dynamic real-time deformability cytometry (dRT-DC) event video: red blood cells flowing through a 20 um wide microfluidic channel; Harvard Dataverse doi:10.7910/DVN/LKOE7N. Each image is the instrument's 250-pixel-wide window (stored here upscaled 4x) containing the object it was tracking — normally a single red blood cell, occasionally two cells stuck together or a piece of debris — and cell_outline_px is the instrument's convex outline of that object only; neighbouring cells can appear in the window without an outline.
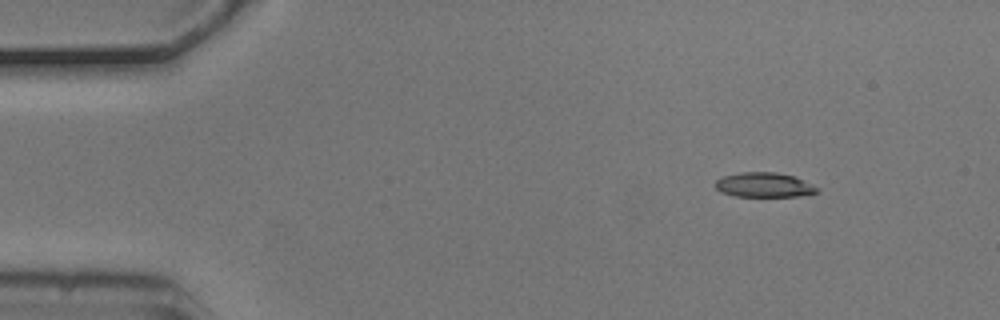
{"species": "common noctule bat (a hibernating species)", "species_latin": "Nyctalus noctula", "temperature_condition": "cold", "stored_images_in_passage": 9, "camera_frame_rate_fps": 3000, "um_per_image_px": 0.085, "animal": {"sex": "male", "body_mass_g": 20.5, "forearm_length_mm": 52.5}, "frame": {"image": 1, "passage_image": 1, "time_ms": 0.0, "image_size_px": [1000, 320], "cell_outline_px": [[820, 192], [800, 196], [736, 196], [720, 192], [716, 188], [716, 180], [724, 176], [744, 172], [776, 172], [792, 176], [816, 188]], "centroid_in_image_um": [64.9, 15.72], "position_along_channel_um": 20.1, "area_um2": 14.22}}
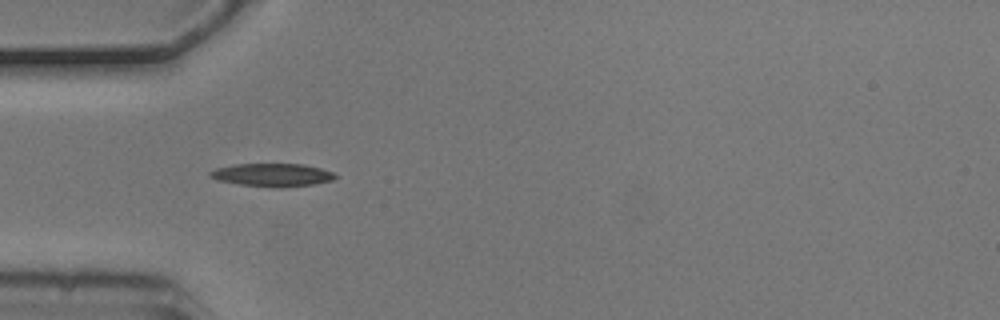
{"frame": {"image": 2, "passage_image": 4, "time_ms": 1.0, "image_size_px": [1000, 320], "cell_outline_px": [[336, 180], [312, 184], [280, 188], [240, 184], [216, 180], [208, 176], [208, 172], [216, 168], [236, 164], [304, 164], [320, 168], [332, 172], [336, 176]], "centroid_in_image_um": [23.13, 14.87], "position_along_channel_um": 61.9, "area_um2": 16.82}}
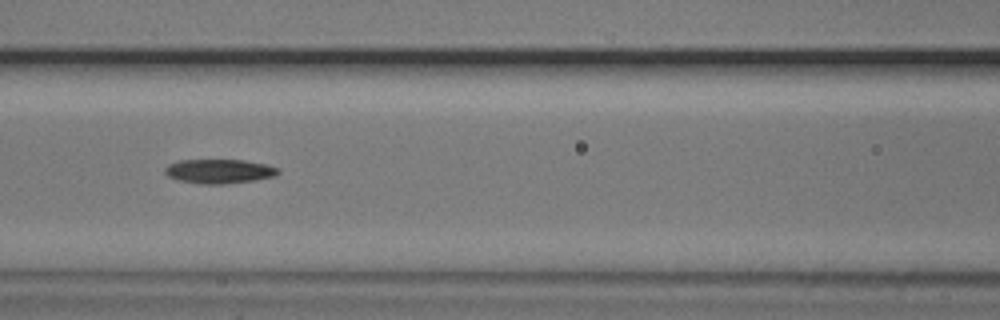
{"frame": {"image": 3, "passage_image": 6, "time_ms": 1.667, "image_size_px": [1000, 320], "cell_outline_px": [[280, 172], [276, 176], [256, 180], [224, 184], [200, 184], [180, 180], [168, 176], [164, 172], [164, 168], [168, 164], [180, 160], [244, 160], [264, 164], [280, 168]], "centroid_in_image_um": [18.65, 14.56], "position_along_channel_um": 147.9, "area_um2": 16.07}}